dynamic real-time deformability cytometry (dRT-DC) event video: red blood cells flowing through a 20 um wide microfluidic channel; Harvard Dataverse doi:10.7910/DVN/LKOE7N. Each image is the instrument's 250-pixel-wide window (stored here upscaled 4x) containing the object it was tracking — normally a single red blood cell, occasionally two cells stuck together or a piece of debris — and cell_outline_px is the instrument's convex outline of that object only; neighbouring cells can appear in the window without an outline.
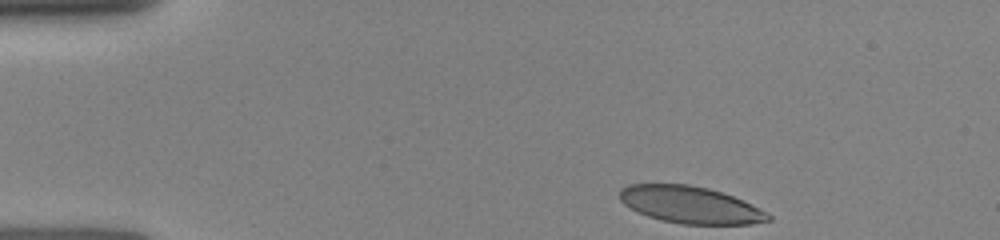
{"species": "human", "species_latin": "Homo sapiens", "temperature_condition": "room temperature", "stored_images_in_passage": 12, "camera_frame_rate_fps": 3000, "um_per_image_px": 0.085, "donor": {"sex": "female"}, "frame": {"image": 1, "passage_image": 1, "time_ms": 0.0, "image_size_px": [1000, 240], "cell_outline_px": [[772, 220], [752, 224], [680, 224], [660, 220], [648, 216], [624, 204], [620, 200], [620, 188], [628, 184], [688, 184], [708, 188], [744, 200], [768, 212], [772, 216]], "centroid_in_image_um": [58.71, 17.41], "position_along_channel_um": 26.3, "area_um2": 32.08}}
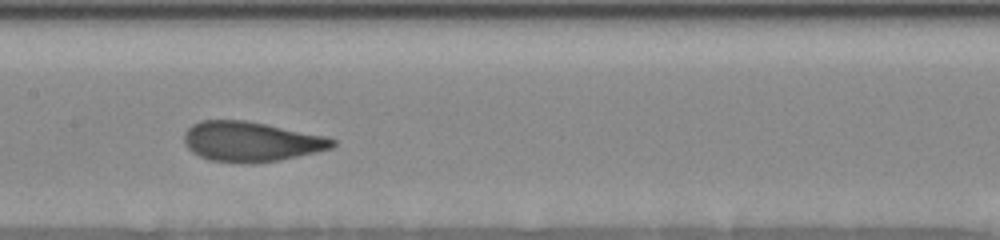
{"frame": {"image": 2, "passage_image": 7, "time_ms": 5.667, "image_size_px": [1000, 240], "cell_outline_px": [[336, 144], [332, 148], [316, 152], [280, 160], [252, 164], [208, 160], [192, 152], [184, 144], [184, 132], [192, 124], [200, 120], [244, 120], [328, 136], [336, 140]], "centroid_in_image_um": [21.33, 12.04], "position_along_channel_um": 186.1, "area_um2": 34.74}}
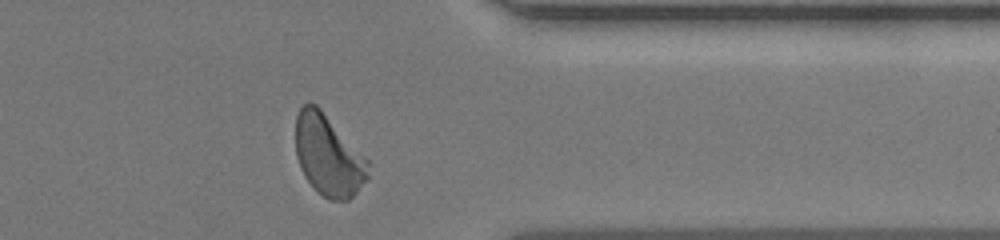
{"frame": {"image": 3, "passage_image": 12, "time_ms": 10.667, "image_size_px": [1000, 240], "cell_outline_px": [[368, 180], [348, 200], [328, 200], [304, 176], [300, 168], [296, 156], [296, 116], [300, 108], [308, 100], [316, 104], [320, 108], [368, 160]], "centroid_in_image_um": [27.9, 13.19], "position_along_channel_um": 383.5, "area_um2": 33.93}}